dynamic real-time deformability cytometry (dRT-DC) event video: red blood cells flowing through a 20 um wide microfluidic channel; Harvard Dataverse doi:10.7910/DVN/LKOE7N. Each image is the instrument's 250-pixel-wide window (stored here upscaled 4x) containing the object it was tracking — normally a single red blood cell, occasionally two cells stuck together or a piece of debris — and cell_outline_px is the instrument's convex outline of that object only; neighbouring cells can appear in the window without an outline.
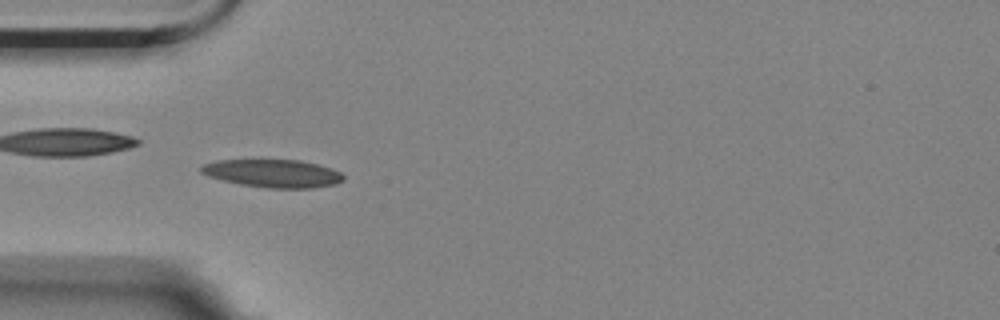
{"species": "Egyptian fruit bat (a non-hibernating species)", "species_latin": "Rousettus aegyptiacus", "temperature_condition": "room temperature", "stored_images_in_passage": 51, "camera_frame_rate_fps": 3000, "um_per_image_px": 0.085, "animal": {"sex": "female"}, "frame": {"image": 1, "passage_image": 11, "time_ms": 3.333, "image_size_px": [1000, 320], "cell_outline_px": [[344, 180], [336, 184], [312, 188], [268, 188], [240, 184], [208, 176], [200, 172], [200, 168], [204, 164], [216, 160], [260, 156], [300, 160], [332, 168], [340, 172], [344, 176]], "centroid_in_image_um": [23.16, 14.68], "position_along_channel_um": 61.8, "area_um2": 24.33}}
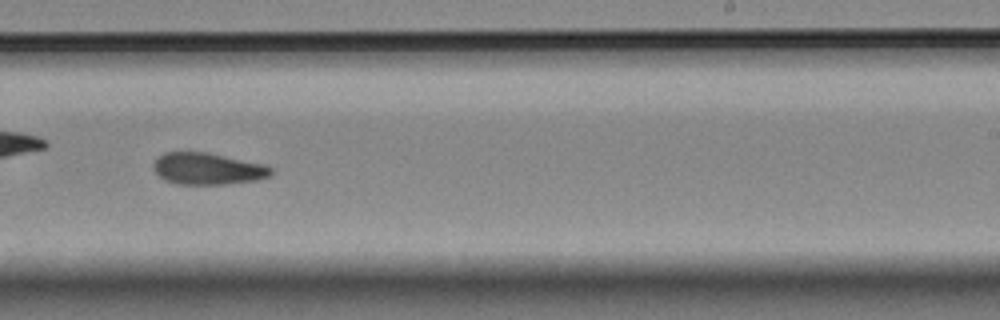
{"frame": {"image": 2, "passage_image": 29, "time_ms": 9.333, "image_size_px": [1000, 320], "cell_outline_px": [[272, 176], [256, 180], [228, 184], [176, 184], [164, 180], [152, 168], [152, 164], [164, 152], [208, 152], [264, 164], [272, 168]], "centroid_in_image_um": [17.66, 14.34], "position_along_channel_um": 271.3, "area_um2": 21.85}}
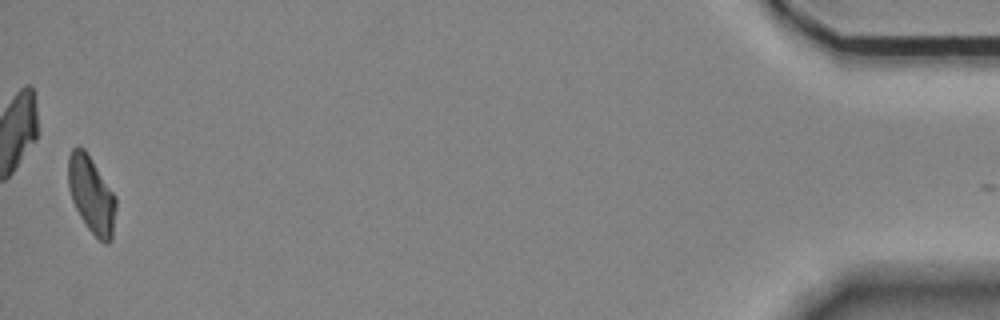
{"frame": {"image": 3, "passage_image": 50, "time_ms": 16.333, "image_size_px": [1000, 320], "cell_outline_px": [[116, 208], [112, 240], [108, 244], [104, 244], [88, 228], [80, 216], [72, 200], [68, 188], [68, 156], [72, 148], [84, 148], [116, 196]], "centroid_in_image_um": [7.78, 16.57], "position_along_channel_um": 427.4, "area_um2": 21.27}}